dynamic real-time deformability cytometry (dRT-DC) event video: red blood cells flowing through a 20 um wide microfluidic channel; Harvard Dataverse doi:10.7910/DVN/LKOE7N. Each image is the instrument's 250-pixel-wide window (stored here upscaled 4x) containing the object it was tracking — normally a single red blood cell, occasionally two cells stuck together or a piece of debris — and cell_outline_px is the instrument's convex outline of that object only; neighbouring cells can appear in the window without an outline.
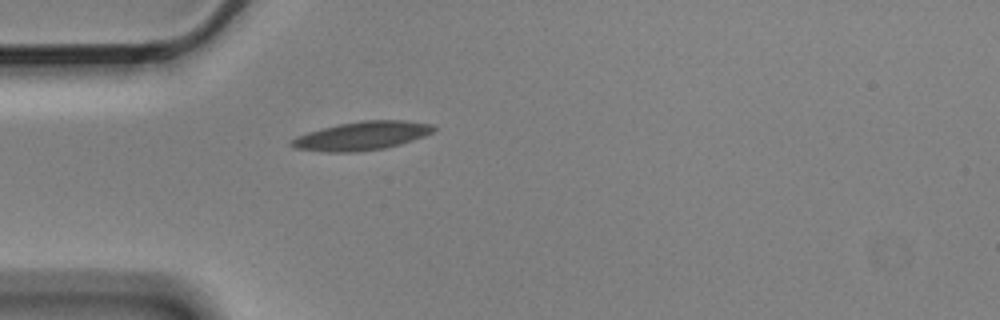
{"species": "Egyptian fruit bat (a non-hibernating species)", "species_latin": "Rousettus aegyptiacus", "temperature_condition": "cold", "stored_images_in_passage": 1, "camera_frame_rate_fps": 3000, "um_per_image_px": 0.085, "animal": {"sex": "male"}, "frame": {"image": 1, "passage_image": 1, "time_ms": 0.0, "image_size_px": [1000, 320], "cell_outline_px": [[436, 128], [432, 132], [424, 136], [400, 144], [384, 148], [360, 152], [324, 152], [292, 148], [288, 144], [288, 140], [296, 136], [308, 132], [340, 124], [360, 120], [404, 120], [432, 124]], "centroid_in_image_um": [30.7, 11.55], "position_along_channel_um": 54.3, "area_um2": 23.81}}